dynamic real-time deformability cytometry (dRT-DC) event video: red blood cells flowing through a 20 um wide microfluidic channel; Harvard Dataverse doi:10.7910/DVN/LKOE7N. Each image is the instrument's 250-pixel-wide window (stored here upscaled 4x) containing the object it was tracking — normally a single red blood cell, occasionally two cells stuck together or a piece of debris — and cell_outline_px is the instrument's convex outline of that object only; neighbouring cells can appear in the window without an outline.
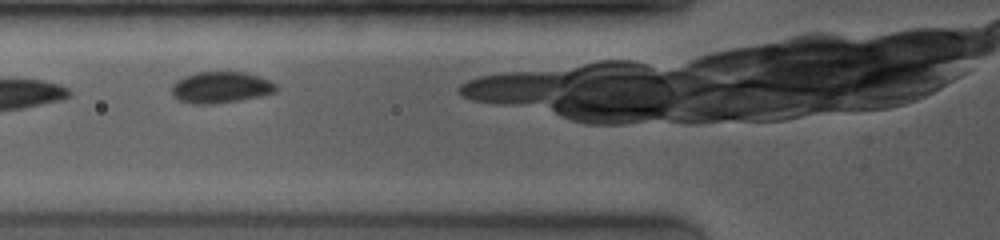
{"species": "common noctule bat (a hibernating species)", "species_latin": "Nyctalus noctula", "temperature_condition": "room temperature", "stored_images_in_passage": 15, "camera_frame_rate_fps": 4000, "um_per_image_px": 0.085, "animal": {"sex": "female", "body_mass_g": 19.0, "forearm_length_mm": 53.3}, "frame": {"image": 1, "passage_image": 3, "time_ms": 1.25, "image_size_px": [1000, 240], "cell_outline_px": [[276, 92], [260, 96], [240, 100], [212, 104], [192, 104], [176, 100], [172, 96], [172, 84], [176, 80], [184, 76], [196, 72], [244, 72], [260, 76], [276, 84]], "centroid_in_image_um": [18.72, 7.43], "position_along_channel_um": 107.1, "area_um2": 19.25}}